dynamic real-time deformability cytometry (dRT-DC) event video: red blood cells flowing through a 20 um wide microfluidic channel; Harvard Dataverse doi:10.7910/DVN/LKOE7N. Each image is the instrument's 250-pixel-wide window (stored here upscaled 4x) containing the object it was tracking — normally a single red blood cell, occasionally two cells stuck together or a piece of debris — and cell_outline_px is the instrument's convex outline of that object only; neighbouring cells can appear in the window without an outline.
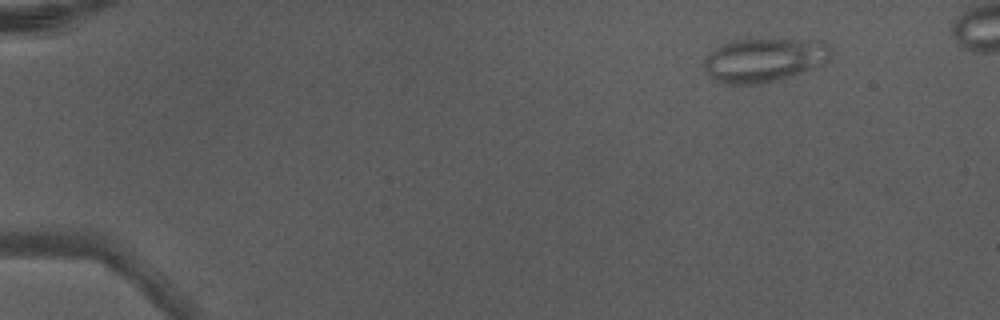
{"species": "Egyptian fruit bat (a non-hibernating species)", "species_latin": "Rousettus aegyptiacus", "temperature_condition": "warm", "stored_images_in_passage": 4, "camera_frame_rate_fps": 3000, "um_per_image_px": 0.085, "animal": {"sex": "male"}, "frame": {"image": 1, "passage_image": 1, "time_ms": 0.0, "image_size_px": [1000, 320], "cell_outline_px": [[832, 52], [828, 60], [812, 68], [764, 84], [724, 84], [712, 80], [708, 76], [704, 68], [704, 60], [720, 44], [732, 40], [756, 36], [768, 36], [824, 40], [828, 44]], "centroid_in_image_um": [64.95, 5.02], "position_along_channel_um": 20.1, "area_um2": 33.76}}
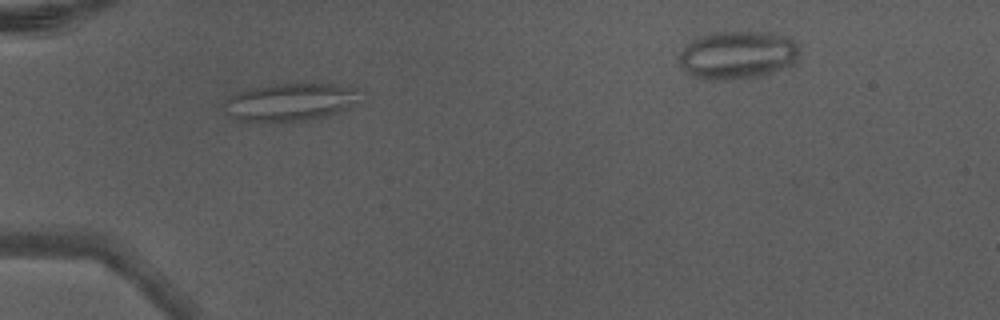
{"frame": {"image": 2, "passage_image": 4, "time_ms": 1.0, "image_size_px": [1000, 320], "cell_outline_px": [[352, 92], [344, 108], [336, 112], [312, 120], [240, 120], [228, 112], [224, 104], [224, 100], [236, 92], [244, 88], [272, 84], [312, 80], [352, 88]], "centroid_in_image_um": [24.49, 8.6], "position_along_channel_um": 60.5, "area_um2": 28.96}}